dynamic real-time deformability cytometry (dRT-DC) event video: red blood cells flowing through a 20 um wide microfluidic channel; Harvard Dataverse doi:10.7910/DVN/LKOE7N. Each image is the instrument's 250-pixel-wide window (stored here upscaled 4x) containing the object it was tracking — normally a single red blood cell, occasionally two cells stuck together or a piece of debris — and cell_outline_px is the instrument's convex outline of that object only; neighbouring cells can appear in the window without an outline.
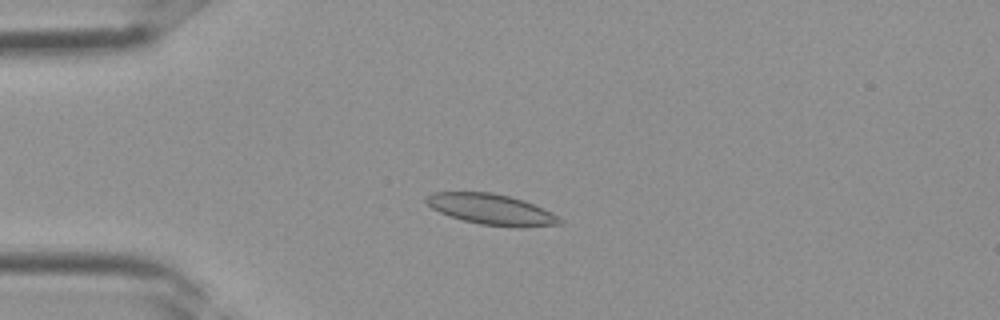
{"species": "Egyptian fruit bat (a non-hibernating species)", "species_latin": "Rousettus aegyptiacus", "temperature_condition": "room temperature", "stored_images_in_passage": 3, "camera_frame_rate_fps": 3000, "um_per_image_px": 0.085, "frame": {"image": 1, "passage_image": 3, "time_ms": 0.667, "image_size_px": [1000, 320], "cell_outline_px": [[564, 220], [560, 224], [520, 228], [480, 224], [464, 220], [440, 212], [432, 208], [424, 200], [424, 196], [432, 192], [492, 192], [524, 200], [544, 208], [552, 212]], "centroid_in_image_um": [41.79, 17.79], "position_along_channel_um": 43.2, "area_um2": 23.99}}